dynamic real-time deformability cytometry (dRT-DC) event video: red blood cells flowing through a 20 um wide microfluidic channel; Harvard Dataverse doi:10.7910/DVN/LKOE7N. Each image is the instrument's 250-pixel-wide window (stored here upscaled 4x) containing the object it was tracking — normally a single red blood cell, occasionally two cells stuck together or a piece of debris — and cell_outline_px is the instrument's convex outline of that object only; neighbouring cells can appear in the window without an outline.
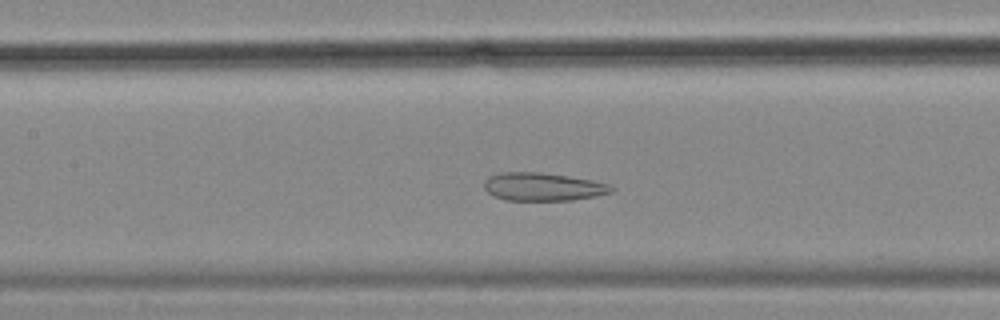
{"species": "common noctule bat (a hibernating species)", "species_latin": "Nyctalus noctula", "temperature_condition": "cold", "stored_images_in_passage": 44, "camera_frame_rate_fps": 3000, "um_per_image_px": 0.085, "animal": {"sex": "female", "body_mass_g": 18.4}, "frame": {"image": 1, "passage_image": 13, "time_ms": 4.0, "image_size_px": [1000, 320], "cell_outline_px": [[616, 188], [612, 192], [596, 196], [572, 200], [504, 200], [492, 196], [484, 188], [484, 180], [488, 176], [500, 172], [540, 172], [568, 176], [592, 180], [608, 184]], "centroid_in_image_um": [46.12, 15.87], "position_along_channel_um": 161.3, "area_um2": 20.98}}
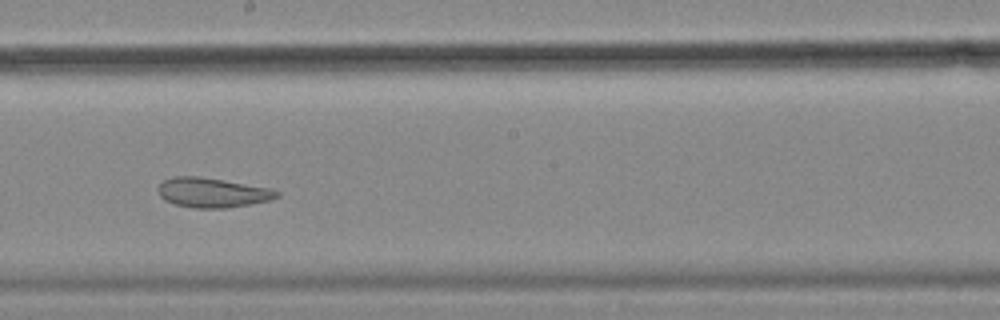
{"frame": {"image": 2, "passage_image": 19, "time_ms": 6.0, "image_size_px": [1000, 320], "cell_outline_px": [[280, 196], [272, 200], [224, 208], [192, 208], [176, 204], [164, 200], [160, 196], [160, 184], [164, 180], [172, 176], [200, 176], [272, 188], [280, 192]], "centroid_in_image_um": [18.09, 16.36], "position_along_channel_um": 230.1, "area_um2": 20.52}}
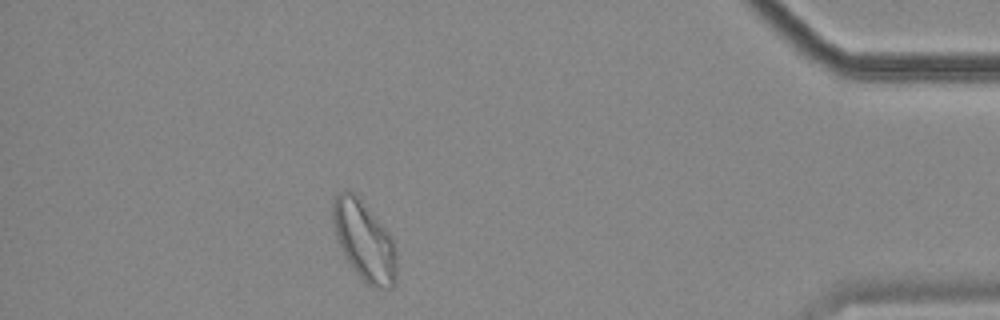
{"frame": {"image": 3, "passage_image": 38, "time_ms": 12.333, "image_size_px": [1000, 320], "cell_outline_px": [[396, 284], [392, 288], [372, 288], [356, 272], [344, 256], [336, 240], [332, 220], [332, 204], [336, 196], [344, 188], [348, 188], [356, 192], [392, 236], [396, 252]], "centroid_in_image_um": [30.95, 20.43], "position_along_channel_um": 404.2, "area_um2": 30.11}, "authors_computed_cell_mechanics": {"area_um2": 23.5824, "velocity_mm_per_s": 3.4705, "shape_relaxation_time_tau1_ms": null, "shape_relaxation_time_tau2_ms": 2.553, "deformation_change_tau1": null, "deformation_change_tau2": 0.0824}}